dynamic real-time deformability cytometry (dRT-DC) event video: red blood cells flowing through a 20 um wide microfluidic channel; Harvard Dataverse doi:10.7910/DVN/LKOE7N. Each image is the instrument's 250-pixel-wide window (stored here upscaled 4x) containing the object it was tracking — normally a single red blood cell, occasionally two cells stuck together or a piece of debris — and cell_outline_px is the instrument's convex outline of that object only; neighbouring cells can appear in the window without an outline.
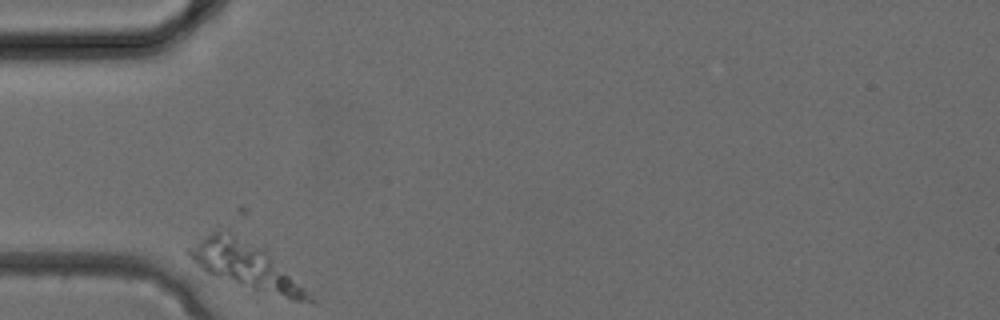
{"species": "common noctule bat (a hibernating species)", "species_latin": "Nyctalus noctula", "temperature_condition": "cold", "stored_images_in_passage": 22, "camera_frame_rate_fps": 3000, "um_per_image_px": 0.085, "animal": {"sex": "female", "body_mass_g": 24.6, "forearm_length_mm": 56.2}, "frame": {"image": 1, "passage_image": 1, "time_ms": 0.0, "image_size_px": [1000, 320], "cell_outline_px": [[316, 300], [292, 300], [252, 288], [204, 272], [184, 252], [188, 248], [204, 236], [212, 232], [216, 232], [232, 236], [268, 252], [312, 292]], "centroid_in_image_um": [20.93, 22.63], "position_along_channel_um": 64.1, "area_um2": 30.98}}
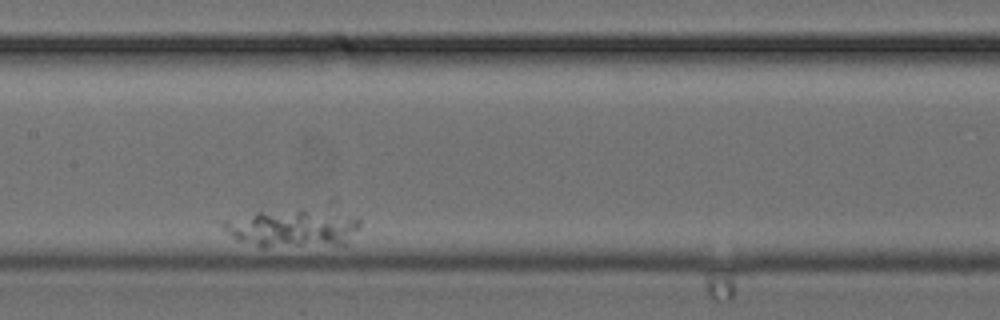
{"frame": {"image": 2, "passage_image": 10, "time_ms": 3.0, "image_size_px": [1000, 320], "cell_outline_px": [[360, 224], [348, 244], [264, 248], [260, 248], [240, 240], [232, 236], [220, 224], [220, 220], [260, 208], [360, 216]], "centroid_in_image_um": [24.74, 19.4], "position_along_channel_um": 182.7, "area_um2": 30.69}}
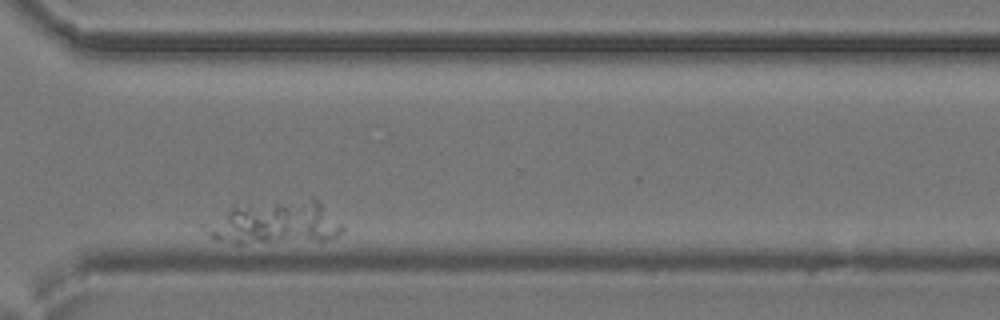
{"frame": {"image": 3, "passage_image": 21, "time_ms": 6.667, "image_size_px": [1000, 320], "cell_outline_px": [[344, 232], [336, 236], [324, 240], [244, 244], [236, 244], [216, 240], [208, 236], [200, 228], [200, 224], [232, 208], [312, 196], [344, 224]], "centroid_in_image_um": [23.36, 18.95], "position_along_channel_um": 347.2, "area_um2": 35.03}}